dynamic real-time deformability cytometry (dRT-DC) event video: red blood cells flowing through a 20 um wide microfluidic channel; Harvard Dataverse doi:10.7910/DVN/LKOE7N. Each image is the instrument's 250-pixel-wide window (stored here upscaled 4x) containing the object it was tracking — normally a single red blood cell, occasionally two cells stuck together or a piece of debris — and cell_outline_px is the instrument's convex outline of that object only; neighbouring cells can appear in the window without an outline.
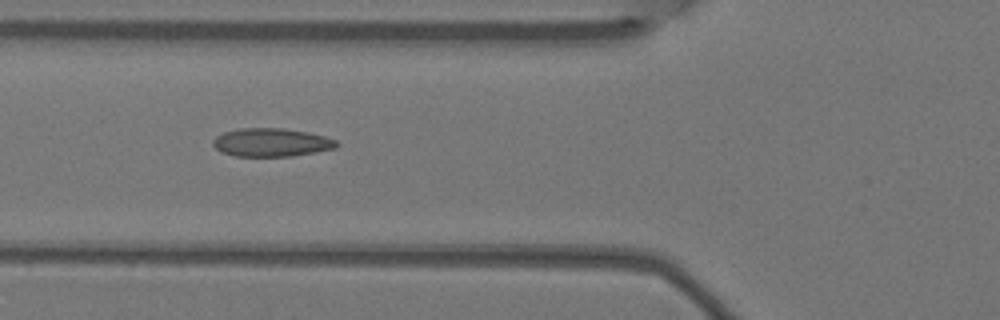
{"species": "Egyptian fruit bat (a non-hibernating species)", "species_latin": "Rousettus aegyptiacus", "temperature_condition": "warm", "stored_images_in_passage": 9, "camera_frame_rate_fps": 3000, "um_per_image_px": 0.085, "animal": {"sex": "female"}, "frame": {"image": 1, "passage_image": 6, "time_ms": 1.667, "image_size_px": [1000, 320], "cell_outline_px": [[340, 144], [336, 148], [316, 152], [292, 156], [232, 156], [220, 152], [212, 144], [212, 140], [216, 136], [224, 132], [240, 128], [280, 128], [308, 132], [324, 136], [336, 140]], "centroid_in_image_um": [23.05, 12.11], "position_along_channel_um": 102.7, "area_um2": 20.52}}
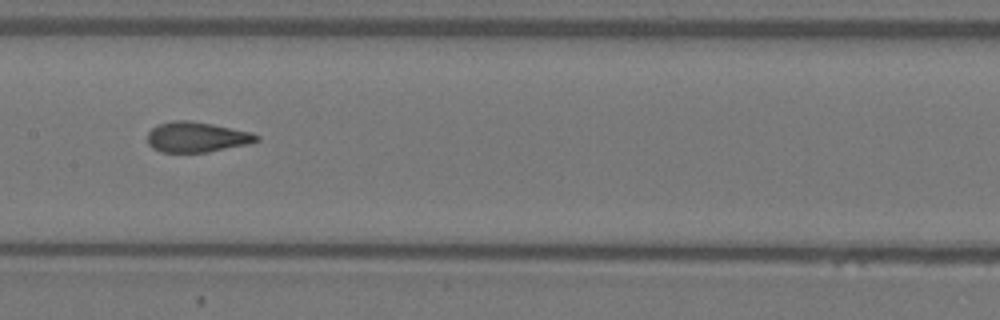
{"frame": {"image": 2, "passage_image": 8, "time_ms": 2.333, "image_size_px": [1000, 320], "cell_outline_px": [[260, 140], [252, 144], [208, 152], [160, 152], [152, 148], [148, 144], [148, 132], [156, 124], [172, 120], [192, 120], [252, 132], [260, 136]], "centroid_in_image_um": [16.74, 11.65], "position_along_channel_um": 190.7, "area_um2": 19.65}}
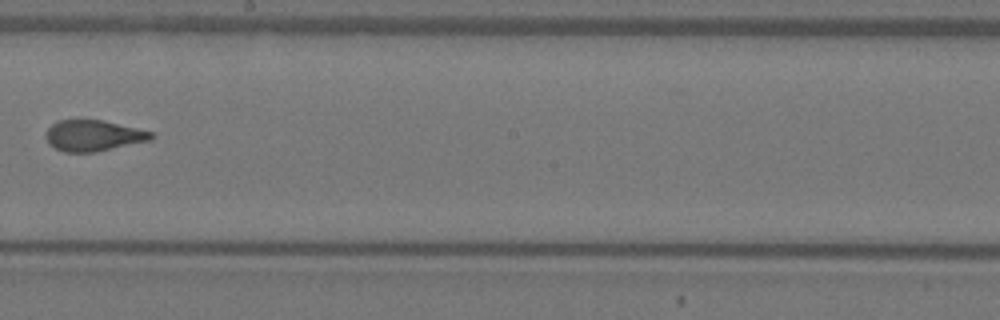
{"frame": {"image": 3, "passage_image": 9, "time_ms": 2.667, "image_size_px": [1000, 320], "cell_outline_px": [[156, 136], [152, 140], [96, 152], [64, 152], [48, 144], [48, 128], [52, 124], [60, 120], [104, 120], [152, 132]], "centroid_in_image_um": [7.99, 11.53], "position_along_channel_um": 240.2, "area_um2": 18.9}}